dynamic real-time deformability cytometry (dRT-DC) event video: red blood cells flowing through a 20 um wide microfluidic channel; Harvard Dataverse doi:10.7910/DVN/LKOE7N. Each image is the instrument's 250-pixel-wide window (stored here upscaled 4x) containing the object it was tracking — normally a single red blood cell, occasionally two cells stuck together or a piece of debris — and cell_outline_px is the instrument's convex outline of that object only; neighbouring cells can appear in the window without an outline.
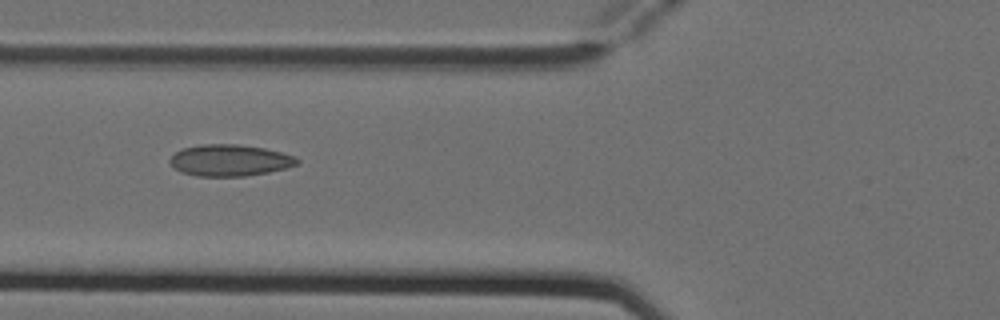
{"species": "Egyptian fruit bat (a non-hibernating species)", "species_latin": "Rousettus aegyptiacus", "temperature_condition": "cold", "stored_images_in_passage": 7, "camera_frame_rate_fps": 3000, "um_per_image_px": 0.085, "animal": {"sex": "female"}, "frame": {"image": 1, "passage_image": 5, "time_ms": 1.333, "image_size_px": [1000, 320], "cell_outline_px": [[300, 160], [296, 164], [284, 168], [268, 172], [244, 176], [196, 176], [180, 172], [172, 168], [168, 160], [180, 148], [200, 144], [240, 144], [264, 148], [296, 156]], "centroid_in_image_um": [19.47, 13.62], "position_along_channel_um": 106.3, "area_um2": 23.52}}
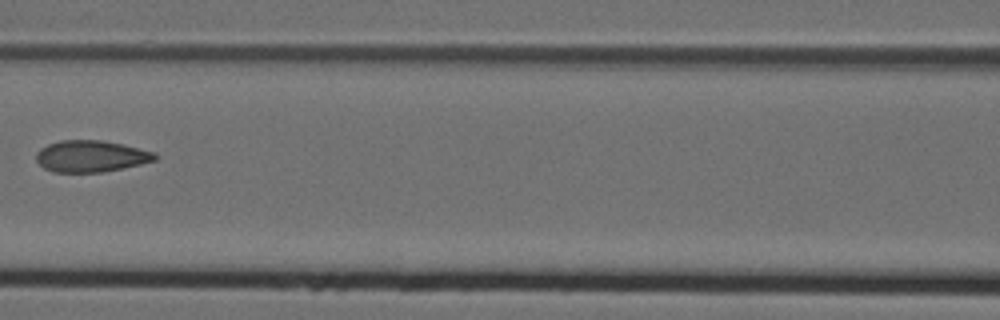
{"frame": {"image": 2, "passage_image": 6, "time_ms": 1.667, "image_size_px": [1000, 320], "cell_outline_px": [[160, 156], [156, 160], [140, 164], [100, 172], [52, 172], [44, 168], [36, 160], [36, 152], [40, 148], [48, 144], [60, 140], [104, 140], [124, 144], [156, 152]], "centroid_in_image_um": [7.75, 13.26], "position_along_channel_um": 158.9, "area_um2": 22.02}}
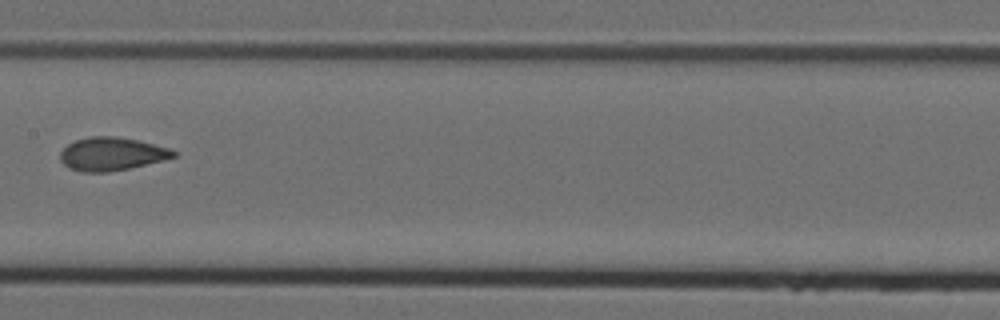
{"frame": {"image": 3, "passage_image": 7, "time_ms": 2.0, "image_size_px": [1000, 320], "cell_outline_px": [[180, 152], [176, 156], [164, 160], [128, 168], [108, 172], [80, 172], [68, 168], [60, 160], [60, 152], [68, 144], [76, 140], [92, 136], [116, 136], [136, 140], [168, 148]], "centroid_in_image_um": [9.48, 13.09], "position_along_channel_um": 197.9, "area_um2": 21.85}}